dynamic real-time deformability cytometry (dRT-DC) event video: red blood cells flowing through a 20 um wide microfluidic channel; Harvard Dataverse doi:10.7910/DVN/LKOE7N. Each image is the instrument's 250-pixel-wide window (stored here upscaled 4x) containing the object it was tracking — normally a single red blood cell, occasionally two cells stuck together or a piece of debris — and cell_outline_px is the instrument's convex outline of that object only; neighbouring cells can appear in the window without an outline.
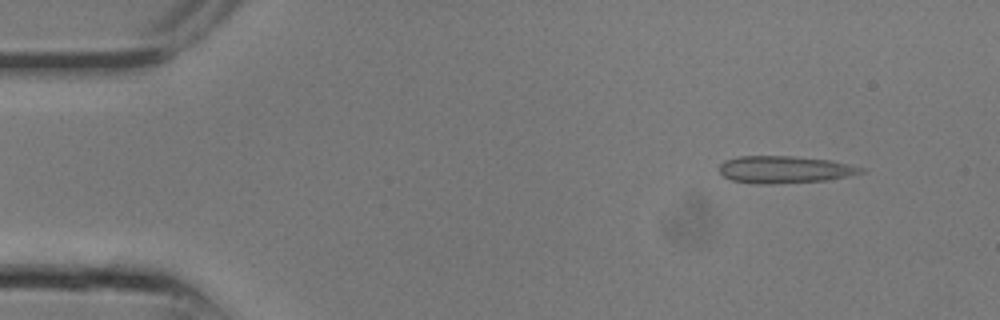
{"species": "common noctule bat (a hibernating species)", "species_latin": "Nyctalus noctula", "temperature_condition": "room temperature", "stored_images_in_passage": 8, "camera_frame_rate_fps": 3000, "um_per_image_px": 0.085, "animal": {"sex": "male", "body_mass_g": 13.3}, "frame": {"image": 1, "passage_image": 3, "time_ms": 0.667, "image_size_px": [1000, 320], "cell_outline_px": [[868, 168], [864, 172], [848, 176], [828, 180], [772, 184], [756, 184], [732, 180], [724, 176], [720, 172], [720, 164], [724, 160], [740, 156], [792, 156], [832, 160]], "centroid_in_image_um": [66.74, 14.41], "position_along_channel_um": 18.3, "area_um2": 22.66}}